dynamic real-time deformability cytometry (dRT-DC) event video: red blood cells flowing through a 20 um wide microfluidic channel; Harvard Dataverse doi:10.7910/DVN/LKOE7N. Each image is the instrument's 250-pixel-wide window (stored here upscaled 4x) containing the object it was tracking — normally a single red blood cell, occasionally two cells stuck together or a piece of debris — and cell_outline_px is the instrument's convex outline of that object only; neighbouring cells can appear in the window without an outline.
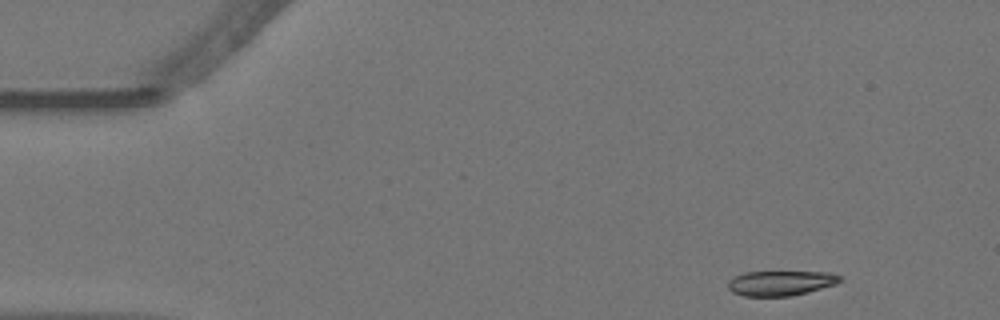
{"species": "Egyptian fruit bat (a non-hibernating species)", "species_latin": "Rousettus aegyptiacus", "temperature_condition": "warm", "stored_images_in_passage": 53, "camera_frame_rate_fps": 3000, "um_per_image_px": 0.085, "animal": {"sex": "female"}, "frame": {"image": 1, "passage_image": 1, "time_ms": 0.0, "image_size_px": [1000, 320], "cell_outline_px": [[840, 280], [836, 284], [808, 292], [792, 296], [744, 296], [732, 292], [728, 288], [728, 280], [744, 272], [832, 272], [840, 276]], "centroid_in_image_um": [66.34, 24.06], "position_along_channel_um": 18.7, "area_um2": 16.24}}
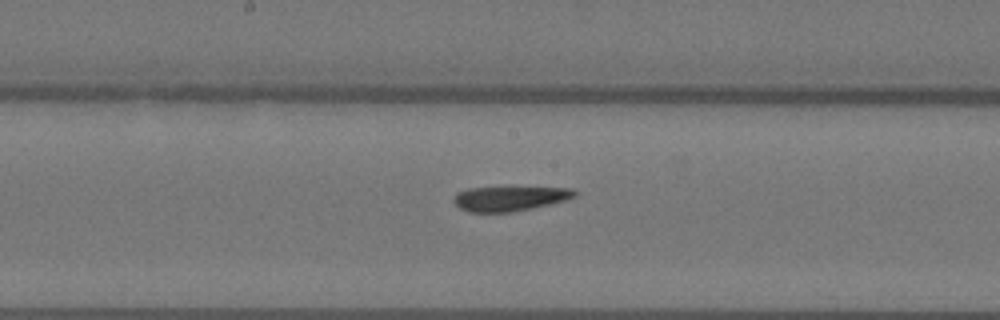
{"frame": {"image": 2, "passage_image": 24, "time_ms": 7.667, "image_size_px": [1000, 320], "cell_outline_px": [[580, 192], [576, 196], [568, 200], [532, 208], [512, 212], [468, 212], [460, 208], [452, 200], [456, 192], [468, 188], [504, 184], [576, 188]], "centroid_in_image_um": [43.4, 16.79], "position_along_channel_um": 204.8, "area_um2": 19.02}}
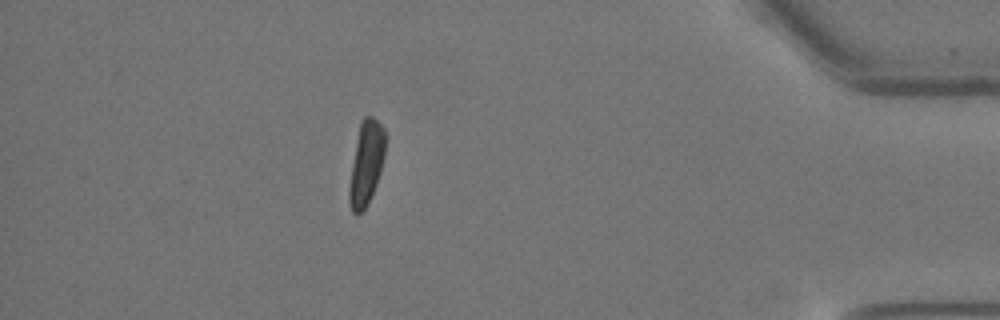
{"frame": {"image": 3, "passage_image": 46, "time_ms": 15.0, "image_size_px": [1000, 320], "cell_outline_px": [[384, 156], [380, 172], [376, 184], [368, 204], [356, 216], [352, 212], [348, 200], [348, 188], [352, 164], [360, 120], [364, 116], [372, 116], [384, 128]], "centroid_in_image_um": [31.1, 13.89], "position_along_channel_um": 404.1, "area_um2": 17.46}}